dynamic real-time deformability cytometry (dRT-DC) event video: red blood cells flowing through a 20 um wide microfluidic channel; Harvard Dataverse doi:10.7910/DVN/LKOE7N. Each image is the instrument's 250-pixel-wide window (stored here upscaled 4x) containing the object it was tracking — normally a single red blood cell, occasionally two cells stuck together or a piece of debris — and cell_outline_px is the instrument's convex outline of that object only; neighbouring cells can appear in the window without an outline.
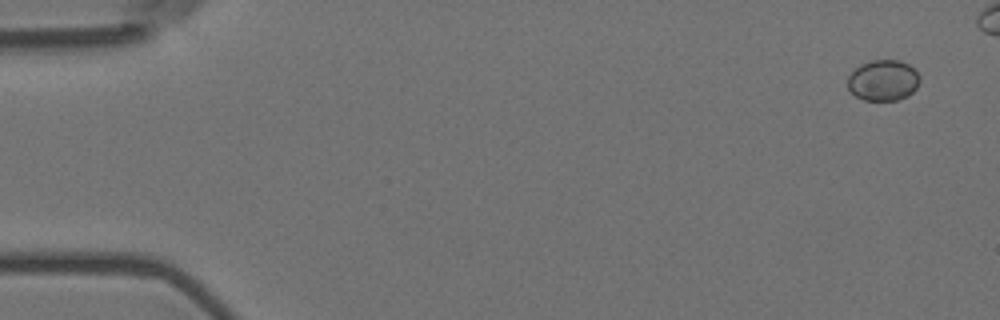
{"species": "Egyptian fruit bat (a non-hibernating species)", "species_latin": "Rousettus aegyptiacus", "temperature_condition": "room temperature", "stored_images_in_passage": 6, "camera_frame_rate_fps": 3000, "um_per_image_px": 0.085, "animal": {"sex": "female"}, "frame": {"image": 1, "passage_image": 1, "time_ms": 0.0, "image_size_px": [1000, 320], "cell_outline_px": [[920, 80], [916, 88], [908, 96], [896, 100], [864, 100], [856, 96], [848, 88], [848, 76], [860, 64], [872, 60], [900, 60], [908, 64], [920, 76]], "centroid_in_image_um": [75.07, 6.82], "position_along_channel_um": 9.9, "area_um2": 17.11}}